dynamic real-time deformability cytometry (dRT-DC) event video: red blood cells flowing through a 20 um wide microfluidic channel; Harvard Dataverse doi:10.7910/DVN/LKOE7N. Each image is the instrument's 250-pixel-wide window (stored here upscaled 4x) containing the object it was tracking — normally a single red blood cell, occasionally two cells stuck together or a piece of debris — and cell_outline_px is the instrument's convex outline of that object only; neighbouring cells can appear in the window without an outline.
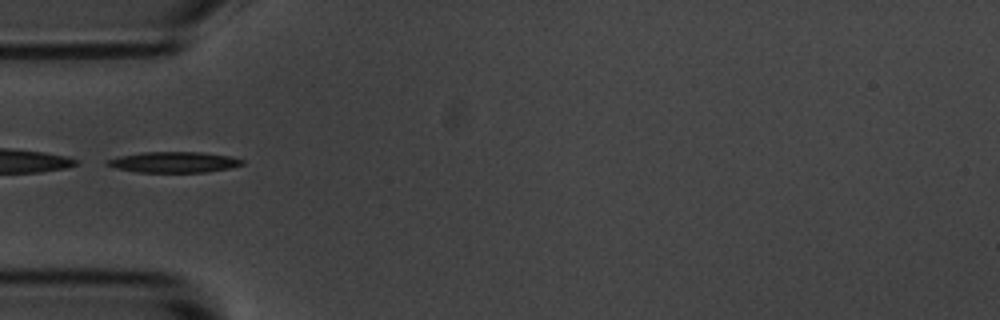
{"species": "common noctule bat (a hibernating species)", "species_latin": "Nyctalus noctula", "temperature_condition": "room temperature", "stored_images_in_passage": 3, "camera_frame_rate_fps": 3000, "um_per_image_px": 0.085, "animal": {"sex": "male", "body_mass_g": 20.1, "forearm_length_mm": 53.5}, "frame": {"image": 1, "passage_image": 2, "time_ms": 1.0, "image_size_px": [1000, 320], "cell_outline_px": [[244, 164], [228, 168], [204, 172], [136, 172], [116, 168], [104, 164], [104, 160], [120, 156], [144, 152], [200, 152], [232, 156], [244, 160]], "centroid_in_image_um": [14.75, 13.78], "position_along_channel_um": 70.2, "area_um2": 16.36}}